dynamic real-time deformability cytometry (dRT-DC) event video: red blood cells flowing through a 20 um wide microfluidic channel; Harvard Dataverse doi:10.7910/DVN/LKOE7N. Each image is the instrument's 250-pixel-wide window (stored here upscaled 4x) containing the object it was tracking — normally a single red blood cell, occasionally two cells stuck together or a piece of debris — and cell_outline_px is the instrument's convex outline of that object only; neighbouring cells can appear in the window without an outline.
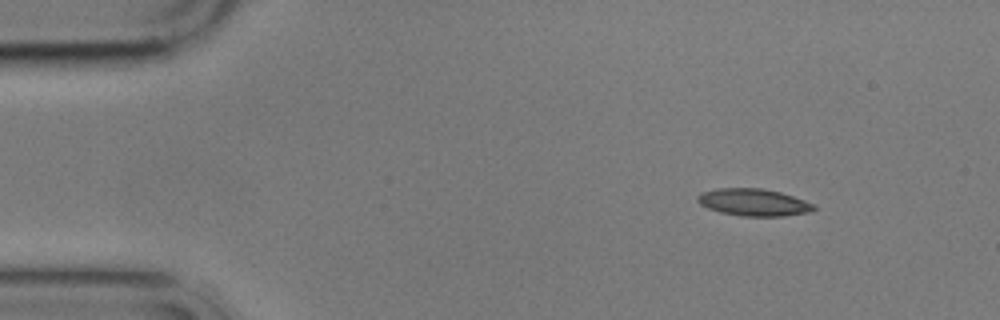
{"species": "common noctule bat (a hibernating species)", "species_latin": "Nyctalus noctula", "temperature_condition": "cold", "stored_images_in_passage": 4, "camera_frame_rate_fps": 3000, "um_per_image_px": 0.085, "animal": {"sex": "male", "body_mass_g": 17.9}, "frame": {"image": 1, "passage_image": 1, "time_ms": 0.0, "image_size_px": [1000, 320], "cell_outline_px": [[816, 208], [812, 212], [784, 216], [740, 216], [720, 212], [708, 208], [700, 204], [696, 200], [696, 196], [700, 192], [716, 188], [760, 188], [780, 192], [816, 204]], "centroid_in_image_um": [64.05, 17.2], "position_along_channel_um": 21.0, "area_um2": 18.61}}
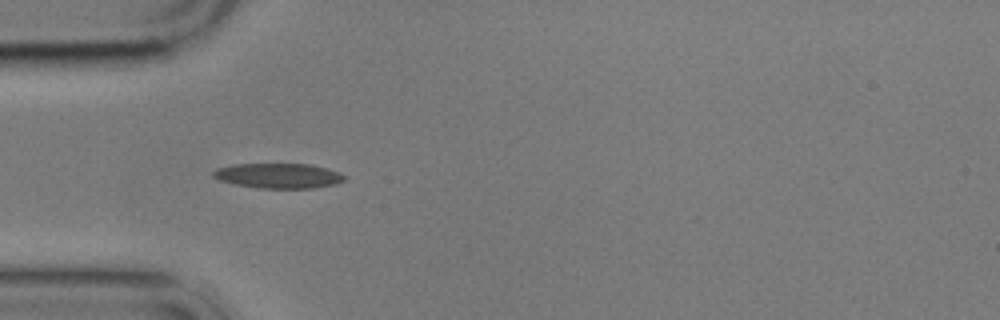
{"frame": {"image": 2, "passage_image": 3, "time_ms": 3.333, "image_size_px": [1000, 320], "cell_outline_px": [[344, 180], [336, 184], [312, 188], [260, 188], [236, 184], [220, 180], [212, 176], [212, 172], [216, 168], [236, 164], [312, 164], [340, 172], [344, 176]], "centroid_in_image_um": [23.67, 14.93], "position_along_channel_um": 61.3, "area_um2": 19.02}}
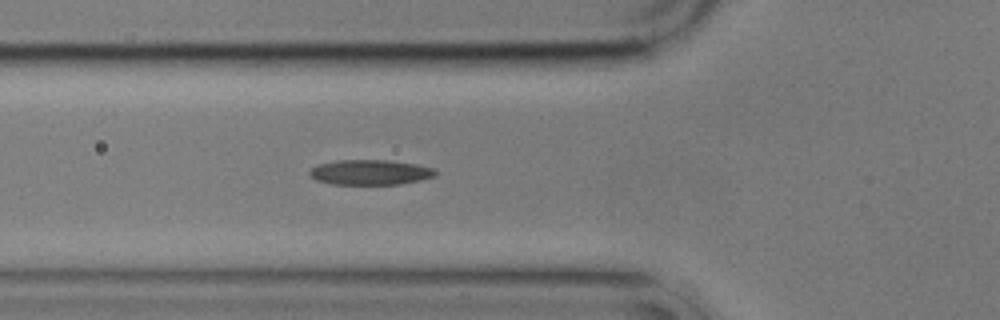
{"frame": {"image": 3, "passage_image": 4, "time_ms": 4.333, "image_size_px": [1000, 320], "cell_outline_px": [[436, 176], [420, 180], [400, 184], [332, 184], [316, 180], [308, 172], [312, 168], [320, 164], [336, 160], [384, 160], [416, 164], [432, 168], [436, 172]], "centroid_in_image_um": [31.46, 14.65], "position_along_channel_um": 94.3, "area_um2": 18.21}}